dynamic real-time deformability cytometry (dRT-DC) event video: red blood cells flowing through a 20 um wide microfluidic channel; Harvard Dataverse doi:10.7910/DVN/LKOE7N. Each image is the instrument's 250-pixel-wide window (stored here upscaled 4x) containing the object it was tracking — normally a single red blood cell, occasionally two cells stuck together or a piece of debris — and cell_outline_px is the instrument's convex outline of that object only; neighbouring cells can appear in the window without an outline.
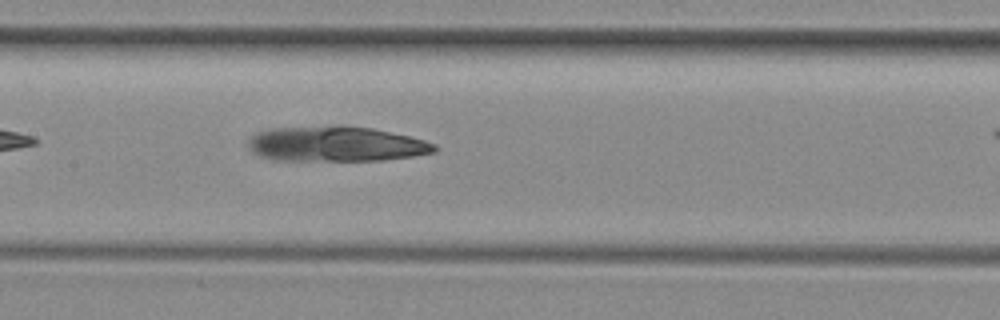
{"species": "common noctule bat (a hibernating species)", "species_latin": "Nyctalus noctula", "temperature_condition": "room temperature", "stored_images_in_passage": 15, "camera_frame_rate_fps": 3000, "um_per_image_px": 0.085, "animal": {"sex": "female", "body_mass_g": 29.2, "forearm_length_mm": 56.3}, "frame": {"image": 1, "passage_image": 11, "time_ms": 3.333, "image_size_px": [1000, 320], "cell_outline_px": [[440, 148], [436, 152], [412, 156], [384, 160], [272, 160], [260, 156], [252, 152], [248, 148], [248, 140], [256, 132], [272, 128], [372, 128], [408, 136], [424, 140], [436, 144]], "centroid_in_image_um": [28.57, 12.28], "position_along_channel_um": 178.8, "area_um2": 37.22}}